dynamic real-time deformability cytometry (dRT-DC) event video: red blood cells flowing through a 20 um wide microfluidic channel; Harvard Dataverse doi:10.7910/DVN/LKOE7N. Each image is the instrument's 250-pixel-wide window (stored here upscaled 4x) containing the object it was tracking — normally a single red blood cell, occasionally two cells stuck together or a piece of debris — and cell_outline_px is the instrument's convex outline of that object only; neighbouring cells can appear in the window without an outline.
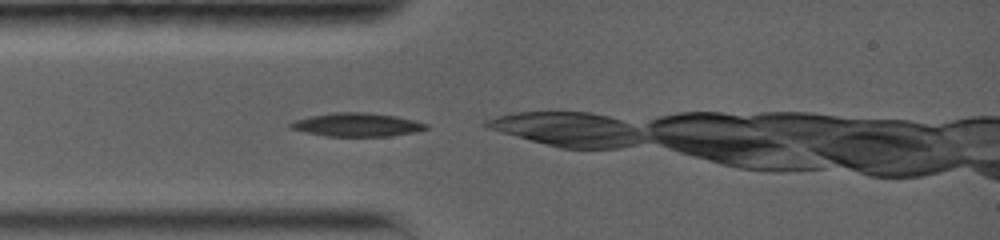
{"species": "common noctule bat (a hibernating species)", "species_latin": "Nyctalus noctula", "temperature_condition": "warm", "stored_images_in_passage": 57, "camera_frame_rate_fps": 5000, "um_per_image_px": 0.085, "animal": {"sex": "female", "body_mass_g": 19.0, "forearm_length_mm": 56.7}, "frame": {"image": 1, "passage_image": 1, "time_ms": 0.0, "image_size_px": [1000, 240], "cell_outline_px": [[428, 128], [412, 132], [392, 136], [324, 136], [292, 128], [288, 124], [292, 120], [332, 112], [368, 112], [396, 116], [428, 124]], "centroid_in_image_um": [30.33, 10.59], "position_along_channel_um": 54.7, "area_um2": 18.38}}
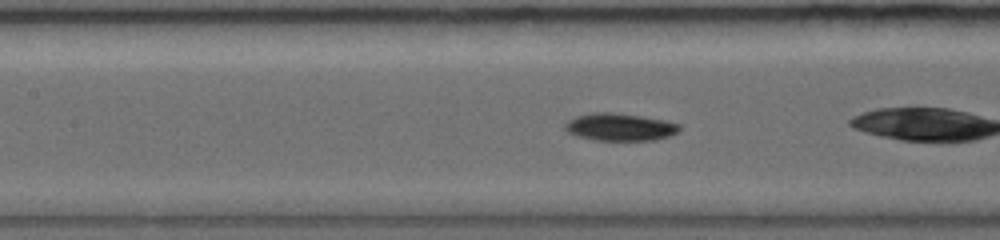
{"frame": {"image": 2, "passage_image": 16, "time_ms": 2.6, "image_size_px": [1000, 240], "cell_outline_px": [[680, 128], [676, 132], [668, 136], [656, 140], [596, 140], [580, 136], [568, 132], [564, 128], [564, 124], [568, 120], [576, 116], [592, 112], [612, 112], [640, 116], [664, 120], [680, 124]], "centroid_in_image_um": [52.67, 10.79], "position_along_channel_um": 154.7, "area_um2": 18.15}}
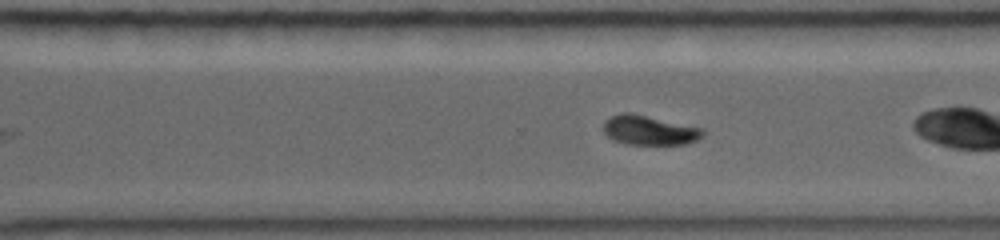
{"frame": {"image": 3, "passage_image": 45, "time_ms": 6.8, "image_size_px": [1000, 240], "cell_outline_px": [[704, 136], [696, 140], [684, 144], [624, 144], [612, 140], [604, 132], [604, 120], [620, 112], [632, 112], [704, 128]], "centroid_in_image_um": [55.19, 11.05], "position_along_channel_um": 315.4, "area_um2": 17.34}}